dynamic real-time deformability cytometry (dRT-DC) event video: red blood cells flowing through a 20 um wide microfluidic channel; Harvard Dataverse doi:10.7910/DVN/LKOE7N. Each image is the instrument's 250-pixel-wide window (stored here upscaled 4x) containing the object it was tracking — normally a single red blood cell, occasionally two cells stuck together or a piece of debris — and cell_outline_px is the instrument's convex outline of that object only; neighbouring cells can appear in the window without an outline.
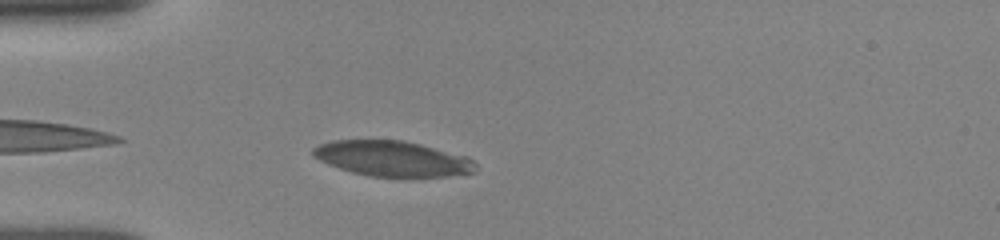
{"species": "human", "species_latin": "Homo sapiens", "temperature_condition": "room temperature", "stored_images_in_passage": 11, "camera_frame_rate_fps": 3000, "um_per_image_px": 0.085, "donor": {"sex": "female"}, "frame": {"image": 1, "passage_image": 1, "time_ms": 0.0, "image_size_px": [1000, 240], "cell_outline_px": [[476, 172], [448, 176], [404, 180], [368, 176], [352, 172], [328, 164], [312, 156], [312, 148], [320, 144], [332, 140], [404, 140], [468, 156], [476, 164]], "centroid_in_image_um": [33.4, 13.52], "position_along_channel_um": 51.6, "area_um2": 34.56}}
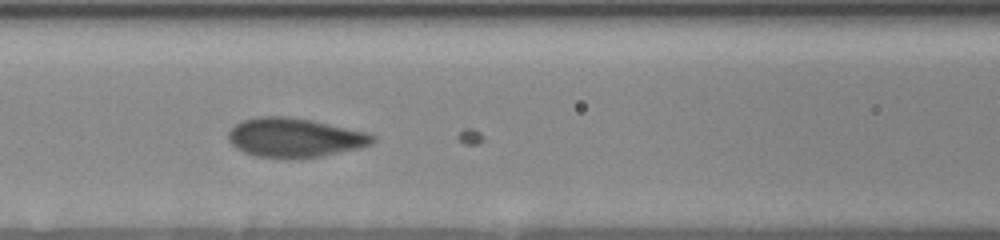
{"frame": {"image": 2, "passage_image": 6, "time_ms": 2.667, "image_size_px": [1000, 240], "cell_outline_px": [[376, 140], [372, 144], [360, 148], [320, 156], [292, 160], [256, 156], [244, 152], [236, 148], [228, 140], [228, 132], [236, 124], [244, 120], [256, 116], [288, 116], [312, 120], [368, 132], [376, 136]], "centroid_in_image_um": [25.06, 11.71], "position_along_channel_um": 141.5, "area_um2": 33.41}}
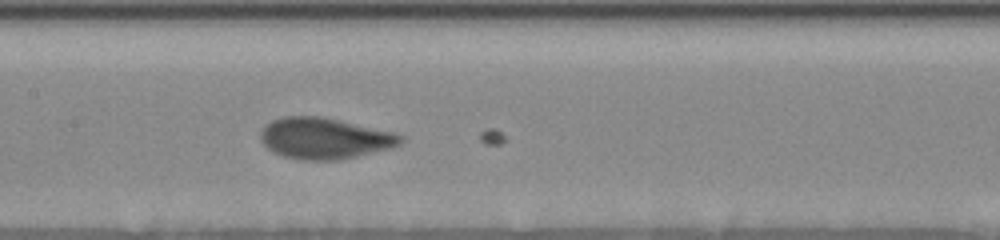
{"frame": {"image": 3, "passage_image": 9, "time_ms": 3.667, "image_size_px": [1000, 240], "cell_outline_px": [[404, 140], [400, 144], [392, 148], [340, 160], [304, 160], [284, 156], [272, 152], [260, 140], [260, 132], [272, 120], [284, 116], [324, 116], [396, 132], [404, 136]], "centroid_in_image_um": [27.64, 11.75], "position_along_channel_um": 179.8, "area_um2": 33.93}}